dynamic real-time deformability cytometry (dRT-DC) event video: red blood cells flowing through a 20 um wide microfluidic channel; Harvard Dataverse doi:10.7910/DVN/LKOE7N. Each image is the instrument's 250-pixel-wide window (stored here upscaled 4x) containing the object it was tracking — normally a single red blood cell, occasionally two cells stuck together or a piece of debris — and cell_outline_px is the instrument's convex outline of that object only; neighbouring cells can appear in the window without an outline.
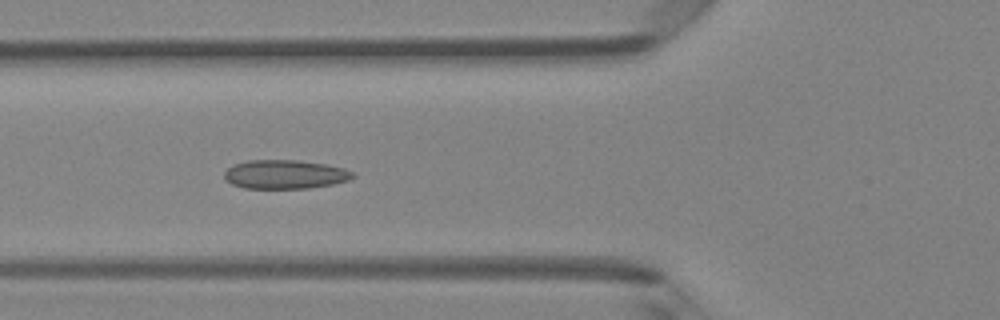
{"species": "Egyptian fruit bat (a non-hibernating species)", "species_latin": "Rousettus aegyptiacus", "temperature_condition": "room temperature", "stored_images_in_passage": 8, "camera_frame_rate_fps": 3000, "um_per_image_px": 0.085, "animal": {"sex": "female"}, "frame": {"image": 1, "passage_image": 5, "time_ms": 1.333, "image_size_px": [1000, 320], "cell_outline_px": [[356, 176], [348, 180], [332, 184], [308, 188], [244, 188], [232, 184], [224, 180], [224, 172], [232, 164], [248, 160], [296, 160], [324, 164], [344, 168], [352, 172]], "centroid_in_image_um": [24.18, 14.82], "position_along_channel_um": 101.6, "area_um2": 21.62}}
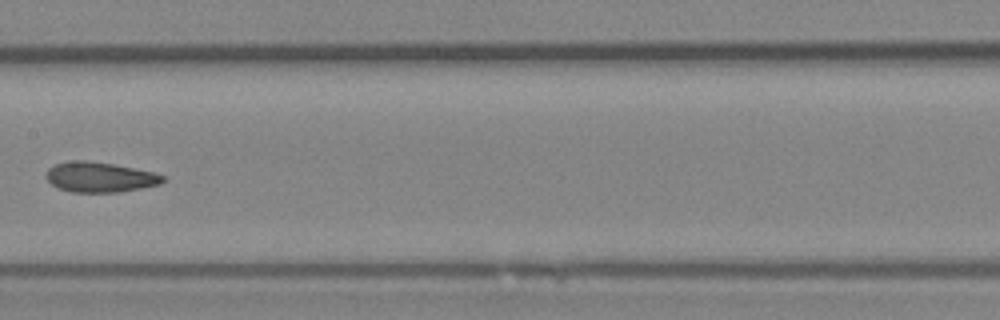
{"frame": {"image": 2, "passage_image": 7, "time_ms": 2.0, "image_size_px": [1000, 320], "cell_outline_px": [[164, 180], [160, 184], [120, 192], [72, 192], [56, 188], [44, 176], [48, 168], [56, 164], [72, 160], [84, 160], [112, 164], [156, 172], [164, 176]], "centroid_in_image_um": [8.46, 15.06], "position_along_channel_um": 198.9, "area_um2": 20.52}}
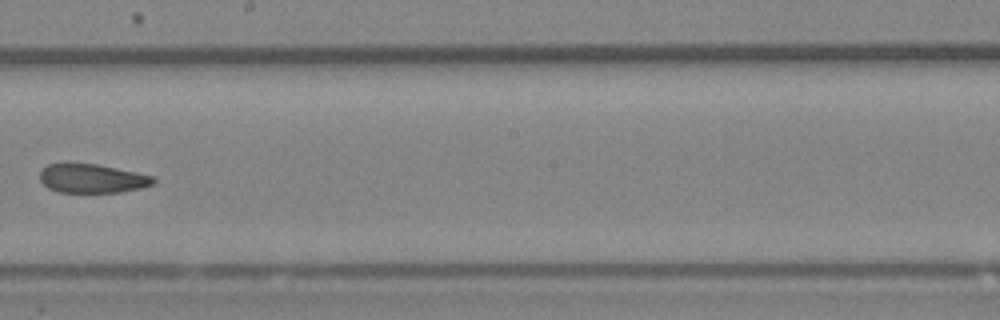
{"frame": {"image": 3, "passage_image": 8, "time_ms": 2.333, "image_size_px": [1000, 320], "cell_outline_px": [[156, 184], [140, 188], [120, 192], [56, 192], [48, 188], [40, 180], [40, 172], [48, 164], [64, 160], [96, 164], [156, 176]], "centroid_in_image_um": [7.81, 15.13], "position_along_channel_um": 240.4, "area_um2": 19.77}}